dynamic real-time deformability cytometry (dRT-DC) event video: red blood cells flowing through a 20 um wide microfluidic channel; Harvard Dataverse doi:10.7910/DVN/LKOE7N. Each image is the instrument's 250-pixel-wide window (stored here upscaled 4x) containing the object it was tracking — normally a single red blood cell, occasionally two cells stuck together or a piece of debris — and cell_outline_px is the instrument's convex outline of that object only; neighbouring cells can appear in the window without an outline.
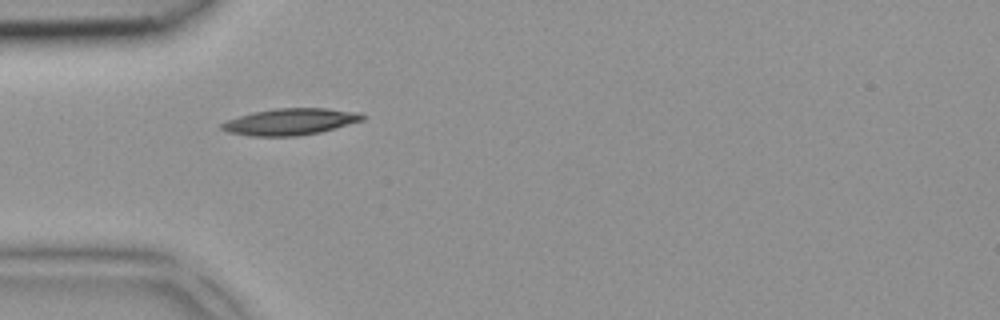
{"species": "common noctule bat (a hibernating species)", "species_latin": "Nyctalus noctula", "temperature_condition": "room temperature", "stored_images_in_passage": 6, "camera_frame_rate_fps": 3000, "um_per_image_px": 0.085, "animal": {"sex": "female", "body_mass_g": 18.4}, "frame": {"image": 1, "passage_image": 5, "time_ms": 1.333, "image_size_px": [1000, 320], "cell_outline_px": [[364, 120], [320, 132], [296, 136], [252, 136], [228, 132], [220, 128], [220, 124], [228, 120], [252, 112], [276, 108], [324, 108], [360, 112], [364, 116]], "centroid_in_image_um": [24.68, 10.34], "position_along_channel_um": 60.3, "area_um2": 21.68}}